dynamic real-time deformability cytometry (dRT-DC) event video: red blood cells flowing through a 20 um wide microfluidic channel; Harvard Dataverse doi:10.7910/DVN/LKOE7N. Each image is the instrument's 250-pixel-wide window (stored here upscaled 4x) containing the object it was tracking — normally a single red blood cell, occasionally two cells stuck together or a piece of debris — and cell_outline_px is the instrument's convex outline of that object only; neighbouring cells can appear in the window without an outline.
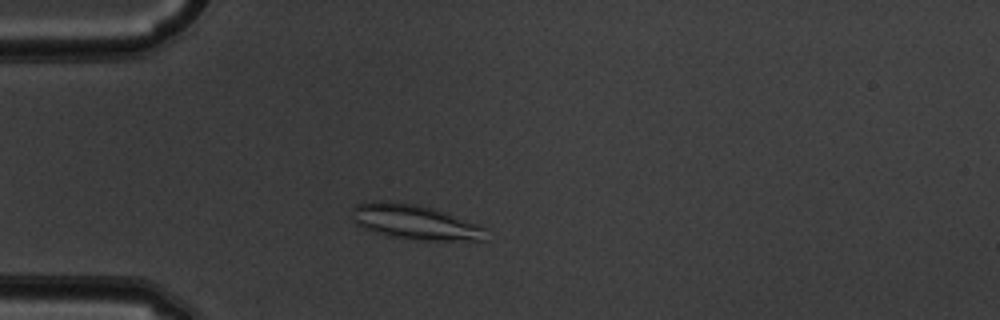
{"species": "common noctule bat (a hibernating species)", "species_latin": "Nyctalus noctula", "temperature_condition": "warm", "stored_images_in_passage": 47, "camera_frame_rate_fps": 3000, "um_per_image_px": 0.085, "animal": {"sex": "male", "body_mass_g": 19.5, "forearm_length_mm": 54.6}, "frame": {"image": 1, "passage_image": 9, "time_ms": 2.667, "image_size_px": [1000, 320], "cell_outline_px": [[488, 228], [484, 240], [416, 240], [388, 236], [364, 228], [356, 224], [352, 220], [352, 208], [356, 204], [376, 200], [384, 200], [420, 204], [444, 212]], "centroid_in_image_um": [35.23, 18.86], "position_along_channel_um": 49.8, "area_um2": 27.28}}
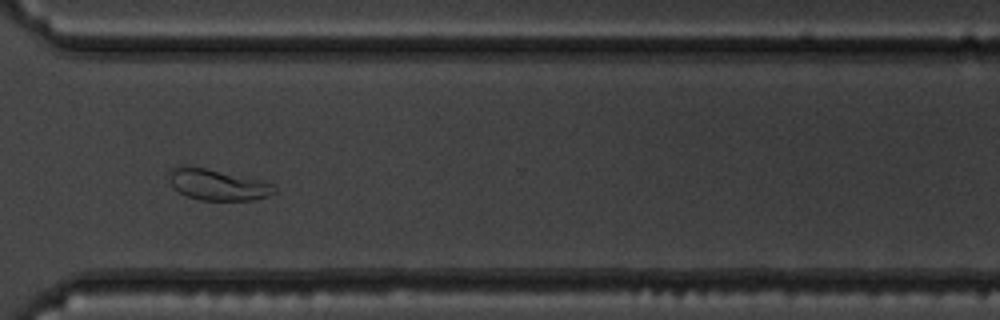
{"frame": {"image": 2, "passage_image": 34, "time_ms": 11.0, "image_size_px": [1000, 320], "cell_outline_px": [[276, 192], [268, 196], [252, 200], [200, 200], [188, 196], [180, 192], [172, 184], [168, 176], [168, 172], [172, 168], [184, 164], [204, 168], [260, 180], [272, 184], [276, 188]], "centroid_in_image_um": [18.48, 15.69], "position_along_channel_um": 352.1, "area_um2": 18.84}}
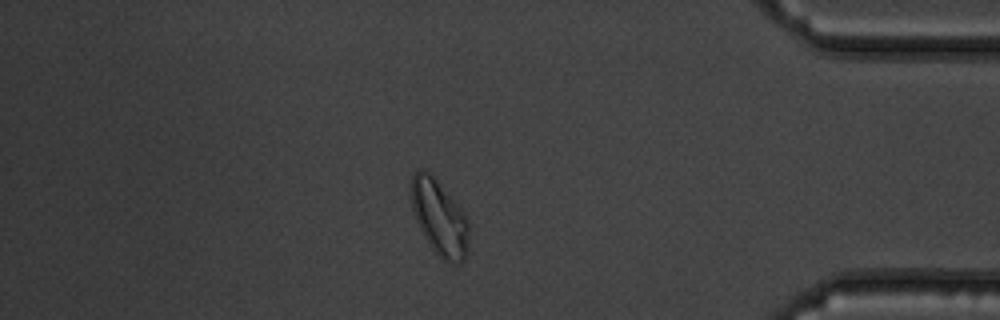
{"frame": {"image": 3, "passage_image": 40, "time_ms": 13.0, "image_size_px": [1000, 320], "cell_outline_px": [[468, 252], [464, 260], [460, 264], [448, 264], [432, 248], [420, 228], [416, 220], [412, 208], [412, 176], [420, 168], [428, 172], [436, 180], [464, 212], [468, 220]], "centroid_in_image_um": [37.38, 18.56], "position_along_channel_um": 397.8, "area_um2": 24.91}, "authors_computed_cell_mechanics": {"area_um2": 22.3108, "velocity_mm_per_s": 3.817, "shape_relaxation_time_tau1_ms": null, "shape_relaxation_time_tau2_ms": 2.8399, "deformation_change_tau1": null, "deformation_change_tau2": 0.032}}